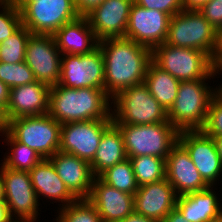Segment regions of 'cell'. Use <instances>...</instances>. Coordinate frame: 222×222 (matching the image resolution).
Listing matches in <instances>:
<instances>
[{
  "label": "cell",
  "instance_id": "cell-15",
  "mask_svg": "<svg viewBox=\"0 0 222 222\" xmlns=\"http://www.w3.org/2000/svg\"><path fill=\"white\" fill-rule=\"evenodd\" d=\"M170 19L171 16L165 12L133 2L124 38L153 49L166 41Z\"/></svg>",
  "mask_w": 222,
  "mask_h": 222
},
{
  "label": "cell",
  "instance_id": "cell-32",
  "mask_svg": "<svg viewBox=\"0 0 222 222\" xmlns=\"http://www.w3.org/2000/svg\"><path fill=\"white\" fill-rule=\"evenodd\" d=\"M0 81L11 89L35 82L36 79L25 61L15 64L0 61Z\"/></svg>",
  "mask_w": 222,
  "mask_h": 222
},
{
  "label": "cell",
  "instance_id": "cell-35",
  "mask_svg": "<svg viewBox=\"0 0 222 222\" xmlns=\"http://www.w3.org/2000/svg\"><path fill=\"white\" fill-rule=\"evenodd\" d=\"M136 4L147 9H157L171 17L183 10L182 0H133Z\"/></svg>",
  "mask_w": 222,
  "mask_h": 222
},
{
  "label": "cell",
  "instance_id": "cell-29",
  "mask_svg": "<svg viewBox=\"0 0 222 222\" xmlns=\"http://www.w3.org/2000/svg\"><path fill=\"white\" fill-rule=\"evenodd\" d=\"M98 177L104 183L132 195L139 188L129 158L109 167Z\"/></svg>",
  "mask_w": 222,
  "mask_h": 222
},
{
  "label": "cell",
  "instance_id": "cell-11",
  "mask_svg": "<svg viewBox=\"0 0 222 222\" xmlns=\"http://www.w3.org/2000/svg\"><path fill=\"white\" fill-rule=\"evenodd\" d=\"M104 59L99 46L83 55H62L58 84L73 89H104Z\"/></svg>",
  "mask_w": 222,
  "mask_h": 222
},
{
  "label": "cell",
  "instance_id": "cell-2",
  "mask_svg": "<svg viewBox=\"0 0 222 222\" xmlns=\"http://www.w3.org/2000/svg\"><path fill=\"white\" fill-rule=\"evenodd\" d=\"M112 99L105 89L52 86L48 114L60 124L85 120H113Z\"/></svg>",
  "mask_w": 222,
  "mask_h": 222
},
{
  "label": "cell",
  "instance_id": "cell-42",
  "mask_svg": "<svg viewBox=\"0 0 222 222\" xmlns=\"http://www.w3.org/2000/svg\"><path fill=\"white\" fill-rule=\"evenodd\" d=\"M0 222H16L11 216L6 202H0Z\"/></svg>",
  "mask_w": 222,
  "mask_h": 222
},
{
  "label": "cell",
  "instance_id": "cell-48",
  "mask_svg": "<svg viewBox=\"0 0 222 222\" xmlns=\"http://www.w3.org/2000/svg\"><path fill=\"white\" fill-rule=\"evenodd\" d=\"M13 1H35V0H13Z\"/></svg>",
  "mask_w": 222,
  "mask_h": 222
},
{
  "label": "cell",
  "instance_id": "cell-7",
  "mask_svg": "<svg viewBox=\"0 0 222 222\" xmlns=\"http://www.w3.org/2000/svg\"><path fill=\"white\" fill-rule=\"evenodd\" d=\"M217 36L218 31L199 10H182L171 17L165 43L197 49L212 58L217 46Z\"/></svg>",
  "mask_w": 222,
  "mask_h": 222
},
{
  "label": "cell",
  "instance_id": "cell-17",
  "mask_svg": "<svg viewBox=\"0 0 222 222\" xmlns=\"http://www.w3.org/2000/svg\"><path fill=\"white\" fill-rule=\"evenodd\" d=\"M165 178L173 186L176 195L202 191L210 186L203 180L186 149L178 142L165 160Z\"/></svg>",
  "mask_w": 222,
  "mask_h": 222
},
{
  "label": "cell",
  "instance_id": "cell-6",
  "mask_svg": "<svg viewBox=\"0 0 222 222\" xmlns=\"http://www.w3.org/2000/svg\"><path fill=\"white\" fill-rule=\"evenodd\" d=\"M152 61L179 81L212 78V58L205 52L170 46L165 42L152 49Z\"/></svg>",
  "mask_w": 222,
  "mask_h": 222
},
{
  "label": "cell",
  "instance_id": "cell-16",
  "mask_svg": "<svg viewBox=\"0 0 222 222\" xmlns=\"http://www.w3.org/2000/svg\"><path fill=\"white\" fill-rule=\"evenodd\" d=\"M133 0H105L85 17L98 41L123 38Z\"/></svg>",
  "mask_w": 222,
  "mask_h": 222
},
{
  "label": "cell",
  "instance_id": "cell-21",
  "mask_svg": "<svg viewBox=\"0 0 222 222\" xmlns=\"http://www.w3.org/2000/svg\"><path fill=\"white\" fill-rule=\"evenodd\" d=\"M49 160L69 191L77 199H87L95 178L90 163L61 151H57Z\"/></svg>",
  "mask_w": 222,
  "mask_h": 222
},
{
  "label": "cell",
  "instance_id": "cell-30",
  "mask_svg": "<svg viewBox=\"0 0 222 222\" xmlns=\"http://www.w3.org/2000/svg\"><path fill=\"white\" fill-rule=\"evenodd\" d=\"M55 211L58 214L53 222H102L100 214L88 199H77Z\"/></svg>",
  "mask_w": 222,
  "mask_h": 222
},
{
  "label": "cell",
  "instance_id": "cell-3",
  "mask_svg": "<svg viewBox=\"0 0 222 222\" xmlns=\"http://www.w3.org/2000/svg\"><path fill=\"white\" fill-rule=\"evenodd\" d=\"M210 80L211 78L180 81L174 104L167 111L169 123L179 132L203 128L211 99L219 91L216 84L210 86Z\"/></svg>",
  "mask_w": 222,
  "mask_h": 222
},
{
  "label": "cell",
  "instance_id": "cell-8",
  "mask_svg": "<svg viewBox=\"0 0 222 222\" xmlns=\"http://www.w3.org/2000/svg\"><path fill=\"white\" fill-rule=\"evenodd\" d=\"M20 10L22 25L32 34L53 35L79 15L73 0L14 1Z\"/></svg>",
  "mask_w": 222,
  "mask_h": 222
},
{
  "label": "cell",
  "instance_id": "cell-20",
  "mask_svg": "<svg viewBox=\"0 0 222 222\" xmlns=\"http://www.w3.org/2000/svg\"><path fill=\"white\" fill-rule=\"evenodd\" d=\"M50 86L35 81L10 89L7 120L48 114Z\"/></svg>",
  "mask_w": 222,
  "mask_h": 222
},
{
  "label": "cell",
  "instance_id": "cell-4",
  "mask_svg": "<svg viewBox=\"0 0 222 222\" xmlns=\"http://www.w3.org/2000/svg\"><path fill=\"white\" fill-rule=\"evenodd\" d=\"M111 115L114 124L169 122L167 111L150 94L144 82L124 89L112 98Z\"/></svg>",
  "mask_w": 222,
  "mask_h": 222
},
{
  "label": "cell",
  "instance_id": "cell-1",
  "mask_svg": "<svg viewBox=\"0 0 222 222\" xmlns=\"http://www.w3.org/2000/svg\"><path fill=\"white\" fill-rule=\"evenodd\" d=\"M104 59V89L112 99L122 90L143 83L152 49L127 38L98 42Z\"/></svg>",
  "mask_w": 222,
  "mask_h": 222
},
{
  "label": "cell",
  "instance_id": "cell-12",
  "mask_svg": "<svg viewBox=\"0 0 222 222\" xmlns=\"http://www.w3.org/2000/svg\"><path fill=\"white\" fill-rule=\"evenodd\" d=\"M113 120H85L61 124L59 151L89 163L95 157L103 133Z\"/></svg>",
  "mask_w": 222,
  "mask_h": 222
},
{
  "label": "cell",
  "instance_id": "cell-28",
  "mask_svg": "<svg viewBox=\"0 0 222 222\" xmlns=\"http://www.w3.org/2000/svg\"><path fill=\"white\" fill-rule=\"evenodd\" d=\"M129 159L139 187L165 178V159L151 155H141Z\"/></svg>",
  "mask_w": 222,
  "mask_h": 222
},
{
  "label": "cell",
  "instance_id": "cell-43",
  "mask_svg": "<svg viewBox=\"0 0 222 222\" xmlns=\"http://www.w3.org/2000/svg\"><path fill=\"white\" fill-rule=\"evenodd\" d=\"M121 222H158V221L150 219V218H146L143 215L133 212L132 214L128 215Z\"/></svg>",
  "mask_w": 222,
  "mask_h": 222
},
{
  "label": "cell",
  "instance_id": "cell-31",
  "mask_svg": "<svg viewBox=\"0 0 222 222\" xmlns=\"http://www.w3.org/2000/svg\"><path fill=\"white\" fill-rule=\"evenodd\" d=\"M32 33L21 26L13 35L0 43V61L4 63H20L25 61L26 45Z\"/></svg>",
  "mask_w": 222,
  "mask_h": 222
},
{
  "label": "cell",
  "instance_id": "cell-37",
  "mask_svg": "<svg viewBox=\"0 0 222 222\" xmlns=\"http://www.w3.org/2000/svg\"><path fill=\"white\" fill-rule=\"evenodd\" d=\"M104 1L105 0H73L78 15L83 17Z\"/></svg>",
  "mask_w": 222,
  "mask_h": 222
},
{
  "label": "cell",
  "instance_id": "cell-46",
  "mask_svg": "<svg viewBox=\"0 0 222 222\" xmlns=\"http://www.w3.org/2000/svg\"><path fill=\"white\" fill-rule=\"evenodd\" d=\"M213 141L215 143L216 146V150L218 152V155L221 159V163H222V136L220 137H212Z\"/></svg>",
  "mask_w": 222,
  "mask_h": 222
},
{
  "label": "cell",
  "instance_id": "cell-24",
  "mask_svg": "<svg viewBox=\"0 0 222 222\" xmlns=\"http://www.w3.org/2000/svg\"><path fill=\"white\" fill-rule=\"evenodd\" d=\"M62 55H83L98 47V40L86 17L64 24L53 35Z\"/></svg>",
  "mask_w": 222,
  "mask_h": 222
},
{
  "label": "cell",
  "instance_id": "cell-13",
  "mask_svg": "<svg viewBox=\"0 0 222 222\" xmlns=\"http://www.w3.org/2000/svg\"><path fill=\"white\" fill-rule=\"evenodd\" d=\"M62 54L52 35L32 34L26 45L25 63L36 81L50 87L58 84Z\"/></svg>",
  "mask_w": 222,
  "mask_h": 222
},
{
  "label": "cell",
  "instance_id": "cell-5",
  "mask_svg": "<svg viewBox=\"0 0 222 222\" xmlns=\"http://www.w3.org/2000/svg\"><path fill=\"white\" fill-rule=\"evenodd\" d=\"M115 125L122 133L128 158L151 155L166 160L171 149L178 143L179 131L169 122Z\"/></svg>",
  "mask_w": 222,
  "mask_h": 222
},
{
  "label": "cell",
  "instance_id": "cell-9",
  "mask_svg": "<svg viewBox=\"0 0 222 222\" xmlns=\"http://www.w3.org/2000/svg\"><path fill=\"white\" fill-rule=\"evenodd\" d=\"M61 124L49 114L8 120L7 132L18 142L49 159L60 146Z\"/></svg>",
  "mask_w": 222,
  "mask_h": 222
},
{
  "label": "cell",
  "instance_id": "cell-38",
  "mask_svg": "<svg viewBox=\"0 0 222 222\" xmlns=\"http://www.w3.org/2000/svg\"><path fill=\"white\" fill-rule=\"evenodd\" d=\"M212 64H213L214 77L215 78L222 77V76H220V75H222V55H213ZM217 87H218V90L222 92V83L221 84L218 83Z\"/></svg>",
  "mask_w": 222,
  "mask_h": 222
},
{
  "label": "cell",
  "instance_id": "cell-41",
  "mask_svg": "<svg viewBox=\"0 0 222 222\" xmlns=\"http://www.w3.org/2000/svg\"><path fill=\"white\" fill-rule=\"evenodd\" d=\"M162 222H189L185 219L182 213L175 207Z\"/></svg>",
  "mask_w": 222,
  "mask_h": 222
},
{
  "label": "cell",
  "instance_id": "cell-10",
  "mask_svg": "<svg viewBox=\"0 0 222 222\" xmlns=\"http://www.w3.org/2000/svg\"><path fill=\"white\" fill-rule=\"evenodd\" d=\"M0 174L4 182L5 202L11 216L20 222H37L41 203L33 188L30 173L6 168L1 163Z\"/></svg>",
  "mask_w": 222,
  "mask_h": 222
},
{
  "label": "cell",
  "instance_id": "cell-27",
  "mask_svg": "<svg viewBox=\"0 0 222 222\" xmlns=\"http://www.w3.org/2000/svg\"><path fill=\"white\" fill-rule=\"evenodd\" d=\"M6 143L8 151L4 153V159L1 160L6 168L17 171L30 172L43 158L33 149L16 141L7 131L1 136Z\"/></svg>",
  "mask_w": 222,
  "mask_h": 222
},
{
  "label": "cell",
  "instance_id": "cell-26",
  "mask_svg": "<svg viewBox=\"0 0 222 222\" xmlns=\"http://www.w3.org/2000/svg\"><path fill=\"white\" fill-rule=\"evenodd\" d=\"M144 83L154 99L168 111L177 97L180 81L151 61Z\"/></svg>",
  "mask_w": 222,
  "mask_h": 222
},
{
  "label": "cell",
  "instance_id": "cell-39",
  "mask_svg": "<svg viewBox=\"0 0 222 222\" xmlns=\"http://www.w3.org/2000/svg\"><path fill=\"white\" fill-rule=\"evenodd\" d=\"M210 0H182L183 10H199Z\"/></svg>",
  "mask_w": 222,
  "mask_h": 222
},
{
  "label": "cell",
  "instance_id": "cell-33",
  "mask_svg": "<svg viewBox=\"0 0 222 222\" xmlns=\"http://www.w3.org/2000/svg\"><path fill=\"white\" fill-rule=\"evenodd\" d=\"M22 26L20 10L13 0L0 1V43Z\"/></svg>",
  "mask_w": 222,
  "mask_h": 222
},
{
  "label": "cell",
  "instance_id": "cell-34",
  "mask_svg": "<svg viewBox=\"0 0 222 222\" xmlns=\"http://www.w3.org/2000/svg\"><path fill=\"white\" fill-rule=\"evenodd\" d=\"M201 131L209 137L222 136V92L211 99L209 104L207 118Z\"/></svg>",
  "mask_w": 222,
  "mask_h": 222
},
{
  "label": "cell",
  "instance_id": "cell-47",
  "mask_svg": "<svg viewBox=\"0 0 222 222\" xmlns=\"http://www.w3.org/2000/svg\"><path fill=\"white\" fill-rule=\"evenodd\" d=\"M0 202H5V189L1 174H0Z\"/></svg>",
  "mask_w": 222,
  "mask_h": 222
},
{
  "label": "cell",
  "instance_id": "cell-14",
  "mask_svg": "<svg viewBox=\"0 0 222 222\" xmlns=\"http://www.w3.org/2000/svg\"><path fill=\"white\" fill-rule=\"evenodd\" d=\"M178 142L189 153L203 180L210 187L220 186L222 163L213 138L205 135L201 130L180 131Z\"/></svg>",
  "mask_w": 222,
  "mask_h": 222
},
{
  "label": "cell",
  "instance_id": "cell-44",
  "mask_svg": "<svg viewBox=\"0 0 222 222\" xmlns=\"http://www.w3.org/2000/svg\"><path fill=\"white\" fill-rule=\"evenodd\" d=\"M8 128V120L5 110L0 106V136H2Z\"/></svg>",
  "mask_w": 222,
  "mask_h": 222
},
{
  "label": "cell",
  "instance_id": "cell-40",
  "mask_svg": "<svg viewBox=\"0 0 222 222\" xmlns=\"http://www.w3.org/2000/svg\"><path fill=\"white\" fill-rule=\"evenodd\" d=\"M10 88L0 81V106L6 110L9 102Z\"/></svg>",
  "mask_w": 222,
  "mask_h": 222
},
{
  "label": "cell",
  "instance_id": "cell-19",
  "mask_svg": "<svg viewBox=\"0 0 222 222\" xmlns=\"http://www.w3.org/2000/svg\"><path fill=\"white\" fill-rule=\"evenodd\" d=\"M96 208L102 222H121L134 212V195L120 191L95 177L87 198Z\"/></svg>",
  "mask_w": 222,
  "mask_h": 222
},
{
  "label": "cell",
  "instance_id": "cell-25",
  "mask_svg": "<svg viewBox=\"0 0 222 222\" xmlns=\"http://www.w3.org/2000/svg\"><path fill=\"white\" fill-rule=\"evenodd\" d=\"M127 158L122 133L113 123L103 133L95 157L90 162L93 175L98 177L109 167Z\"/></svg>",
  "mask_w": 222,
  "mask_h": 222
},
{
  "label": "cell",
  "instance_id": "cell-45",
  "mask_svg": "<svg viewBox=\"0 0 222 222\" xmlns=\"http://www.w3.org/2000/svg\"><path fill=\"white\" fill-rule=\"evenodd\" d=\"M214 55H222V28L218 30L217 46Z\"/></svg>",
  "mask_w": 222,
  "mask_h": 222
},
{
  "label": "cell",
  "instance_id": "cell-23",
  "mask_svg": "<svg viewBox=\"0 0 222 222\" xmlns=\"http://www.w3.org/2000/svg\"><path fill=\"white\" fill-rule=\"evenodd\" d=\"M218 187L177 196L176 208L189 222H217L222 219V198ZM218 195V196H217ZM220 197V198H219Z\"/></svg>",
  "mask_w": 222,
  "mask_h": 222
},
{
  "label": "cell",
  "instance_id": "cell-36",
  "mask_svg": "<svg viewBox=\"0 0 222 222\" xmlns=\"http://www.w3.org/2000/svg\"><path fill=\"white\" fill-rule=\"evenodd\" d=\"M199 11L217 31L222 28V0H210Z\"/></svg>",
  "mask_w": 222,
  "mask_h": 222
},
{
  "label": "cell",
  "instance_id": "cell-18",
  "mask_svg": "<svg viewBox=\"0 0 222 222\" xmlns=\"http://www.w3.org/2000/svg\"><path fill=\"white\" fill-rule=\"evenodd\" d=\"M177 195L166 178L140 186L134 194V212L162 222L176 207Z\"/></svg>",
  "mask_w": 222,
  "mask_h": 222
},
{
  "label": "cell",
  "instance_id": "cell-22",
  "mask_svg": "<svg viewBox=\"0 0 222 222\" xmlns=\"http://www.w3.org/2000/svg\"><path fill=\"white\" fill-rule=\"evenodd\" d=\"M29 173L39 202L40 200L43 202L46 198V202L59 203L57 207L61 208L77 200L60 179L49 159H43Z\"/></svg>",
  "mask_w": 222,
  "mask_h": 222
}]
</instances>
